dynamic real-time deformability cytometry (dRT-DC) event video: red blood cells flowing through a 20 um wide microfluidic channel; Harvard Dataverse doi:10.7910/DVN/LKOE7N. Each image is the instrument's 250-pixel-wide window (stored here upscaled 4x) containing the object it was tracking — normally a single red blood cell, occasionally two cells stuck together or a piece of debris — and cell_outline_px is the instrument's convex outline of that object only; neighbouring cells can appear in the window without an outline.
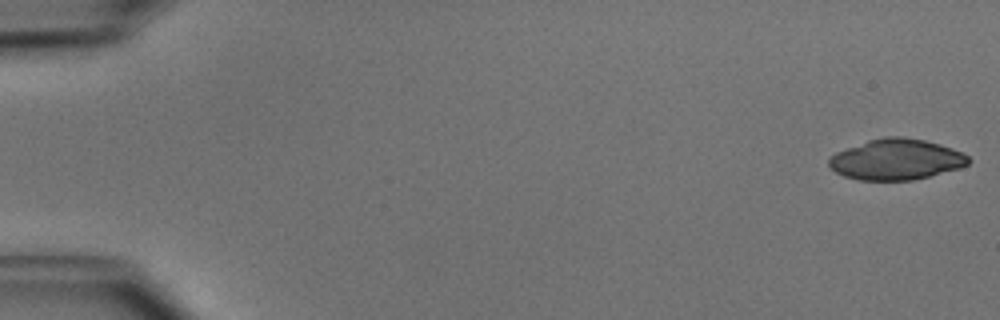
{"species": "common noctule bat (a hibernating species)", "species_latin": "Nyctalus noctula", "temperature_condition": "cold", "stored_images_in_passage": 50, "camera_frame_rate_fps": 3000, "um_per_image_px": 0.085, "animal": {"sex": "male", "body_mass_g": 15.6}, "frame": {"image": 1, "passage_image": 1, "time_ms": 0.0, "image_size_px": [1000, 320], "cell_outline_px": [[972, 160], [968, 164], [960, 168], [912, 180], [860, 180], [844, 176], [836, 172], [828, 164], [828, 160], [836, 152], [868, 140], [884, 136], [900, 136], [924, 140], [940, 144], [952, 148], [968, 156]], "centroid_in_image_um": [76.19, 13.55], "position_along_channel_um": 8.8, "area_um2": 33.0}}